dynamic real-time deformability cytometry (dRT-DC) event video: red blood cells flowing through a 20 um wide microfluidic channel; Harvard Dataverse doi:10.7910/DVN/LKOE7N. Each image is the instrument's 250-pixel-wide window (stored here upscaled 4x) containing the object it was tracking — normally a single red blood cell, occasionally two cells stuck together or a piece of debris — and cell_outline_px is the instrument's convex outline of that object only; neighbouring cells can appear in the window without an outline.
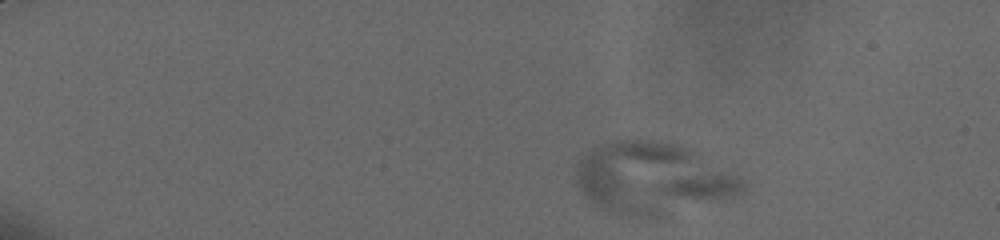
{"species": "human", "species_latin": "Homo sapiens", "temperature_condition": "cold", "stored_images_in_passage": 11, "camera_frame_rate_fps": 3000, "um_per_image_px": 0.085, "donor": {"sex": "male"}, "frame": {"image": 1, "passage_image": 1, "time_ms": 0.0, "image_size_px": [1000, 240], "cell_outline_px": [[752, 188], [744, 192], [724, 200], [656, 216], [636, 216], [604, 208], [588, 200], [580, 192], [576, 184], [576, 168], [580, 160], [592, 148], [616, 140], [656, 140], [680, 144], [688, 148], [740, 176], [752, 184]], "centroid_in_image_um": [55.54, 15.13], "position_along_channel_um": 29.5, "area_um2": 69.01}}
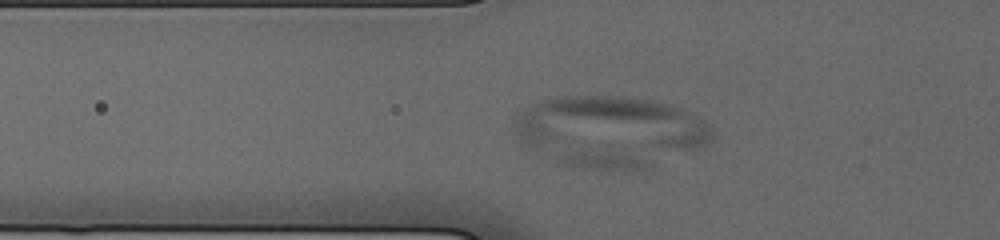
{"frame": {"image": 2, "passage_image": 10, "time_ms": 4.333, "image_size_px": [1000, 240], "cell_outline_px": [[716, 136], [712, 140], [696, 148], [532, 148], [524, 144], [512, 132], [512, 124], [516, 112], [532, 104], [556, 96], [624, 96], [652, 100], [668, 104], [692, 112], [700, 116], [712, 128]], "centroid_in_image_um": [51.77, 10.55], "position_along_channel_um": 74.0, "area_um2": 64.68}}